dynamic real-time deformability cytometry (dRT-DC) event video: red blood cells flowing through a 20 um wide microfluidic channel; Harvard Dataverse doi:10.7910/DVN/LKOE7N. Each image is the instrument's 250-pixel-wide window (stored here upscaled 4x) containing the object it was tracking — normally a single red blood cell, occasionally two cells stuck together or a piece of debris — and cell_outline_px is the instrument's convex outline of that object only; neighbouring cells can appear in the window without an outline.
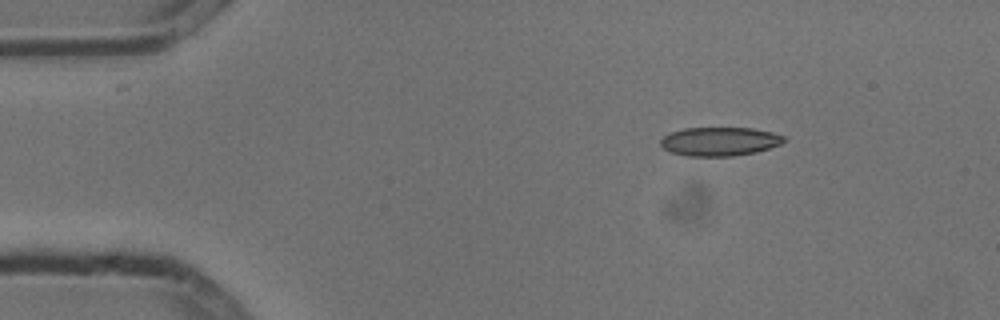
{"species": "common noctule bat (a hibernating species)", "species_latin": "Nyctalus noctula", "temperature_condition": "cold", "stored_images_in_passage": 3, "camera_frame_rate_fps": 3000, "um_per_image_px": 0.085, "animal": {"sex": "male", "body_mass_g": 13.3}, "frame": {"image": 1, "passage_image": 3, "time_ms": 0.667, "image_size_px": [1000, 320], "cell_outline_px": [[788, 140], [780, 144], [756, 152], [732, 156], [688, 156], [672, 152], [664, 148], [660, 144], [660, 140], [664, 136], [672, 132], [684, 128], [752, 128], [772, 132], [784, 136]], "centroid_in_image_um": [61.19, 12.02], "position_along_channel_um": 23.8, "area_um2": 20.58}}